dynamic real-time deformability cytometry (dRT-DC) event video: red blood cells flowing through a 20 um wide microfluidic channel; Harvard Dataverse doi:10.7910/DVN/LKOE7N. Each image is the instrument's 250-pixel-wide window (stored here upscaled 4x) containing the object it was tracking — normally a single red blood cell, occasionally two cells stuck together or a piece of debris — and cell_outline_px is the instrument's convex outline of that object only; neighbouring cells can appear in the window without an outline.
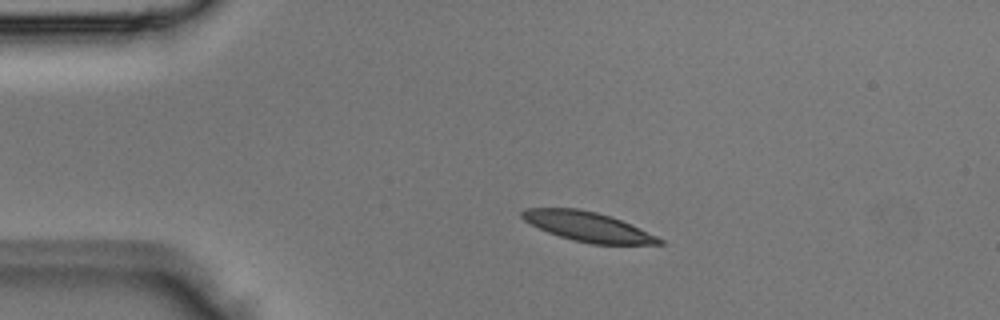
{"species": "Egyptian fruit bat (a non-hibernating species)", "species_latin": "Rousettus aegyptiacus", "temperature_condition": "room temperature", "stored_images_in_passage": 2, "camera_frame_rate_fps": 3000, "um_per_image_px": 0.085, "animal": {"sex": "male"}, "frame": {"image": 1, "passage_image": 1, "time_ms": 0.0, "image_size_px": [1000, 320], "cell_outline_px": [[664, 244], [592, 244], [572, 240], [548, 232], [524, 220], [520, 216], [520, 212], [524, 208], [580, 208], [596, 212], [620, 220], [656, 236], [664, 240]], "centroid_in_image_um": [49.93, 19.26], "position_along_channel_um": 35.1, "area_um2": 23.29}}